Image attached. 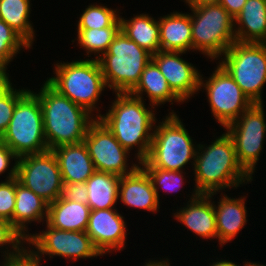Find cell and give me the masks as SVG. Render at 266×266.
<instances>
[{
  "mask_svg": "<svg viewBox=\"0 0 266 266\" xmlns=\"http://www.w3.org/2000/svg\"><path fill=\"white\" fill-rule=\"evenodd\" d=\"M194 164L197 194H211L252 181V176L238 162L235 147L228 133L215 139L207 148L198 145ZM205 150H204V149ZM203 150L201 153L200 151ZM246 179V180H245Z\"/></svg>",
  "mask_w": 266,
  "mask_h": 266,
  "instance_id": "1",
  "label": "cell"
},
{
  "mask_svg": "<svg viewBox=\"0 0 266 266\" xmlns=\"http://www.w3.org/2000/svg\"><path fill=\"white\" fill-rule=\"evenodd\" d=\"M36 95L42 107L48 150L83 142L89 125L94 121L91 114L60 94L47 81Z\"/></svg>",
  "mask_w": 266,
  "mask_h": 266,
  "instance_id": "2",
  "label": "cell"
},
{
  "mask_svg": "<svg viewBox=\"0 0 266 266\" xmlns=\"http://www.w3.org/2000/svg\"><path fill=\"white\" fill-rule=\"evenodd\" d=\"M117 99L106 115L97 117L114 135L116 140L129 152L137 145L138 163L149 155L155 115L148 110L142 99L130 93H116ZM150 132V133H149Z\"/></svg>",
  "mask_w": 266,
  "mask_h": 266,
  "instance_id": "3",
  "label": "cell"
},
{
  "mask_svg": "<svg viewBox=\"0 0 266 266\" xmlns=\"http://www.w3.org/2000/svg\"><path fill=\"white\" fill-rule=\"evenodd\" d=\"M95 59L99 62L106 86L116 93H130L152 60V54L119 30L106 53Z\"/></svg>",
  "mask_w": 266,
  "mask_h": 266,
  "instance_id": "4",
  "label": "cell"
},
{
  "mask_svg": "<svg viewBox=\"0 0 266 266\" xmlns=\"http://www.w3.org/2000/svg\"><path fill=\"white\" fill-rule=\"evenodd\" d=\"M18 157L48 150L39 97L28 90L16 103L10 123L0 138Z\"/></svg>",
  "mask_w": 266,
  "mask_h": 266,
  "instance_id": "5",
  "label": "cell"
},
{
  "mask_svg": "<svg viewBox=\"0 0 266 266\" xmlns=\"http://www.w3.org/2000/svg\"><path fill=\"white\" fill-rule=\"evenodd\" d=\"M192 141L179 117L171 112L153 131L149 155L139 164L142 168L182 171L190 159L196 158Z\"/></svg>",
  "mask_w": 266,
  "mask_h": 266,
  "instance_id": "6",
  "label": "cell"
},
{
  "mask_svg": "<svg viewBox=\"0 0 266 266\" xmlns=\"http://www.w3.org/2000/svg\"><path fill=\"white\" fill-rule=\"evenodd\" d=\"M56 77L46 80L60 94L85 108L90 114L106 86L97 59L58 63Z\"/></svg>",
  "mask_w": 266,
  "mask_h": 266,
  "instance_id": "7",
  "label": "cell"
},
{
  "mask_svg": "<svg viewBox=\"0 0 266 266\" xmlns=\"http://www.w3.org/2000/svg\"><path fill=\"white\" fill-rule=\"evenodd\" d=\"M192 49L218 58L236 41L234 18L220 4L190 7Z\"/></svg>",
  "mask_w": 266,
  "mask_h": 266,
  "instance_id": "8",
  "label": "cell"
},
{
  "mask_svg": "<svg viewBox=\"0 0 266 266\" xmlns=\"http://www.w3.org/2000/svg\"><path fill=\"white\" fill-rule=\"evenodd\" d=\"M219 64L240 86L252 103H262L266 83V43L234 42Z\"/></svg>",
  "mask_w": 266,
  "mask_h": 266,
  "instance_id": "9",
  "label": "cell"
},
{
  "mask_svg": "<svg viewBox=\"0 0 266 266\" xmlns=\"http://www.w3.org/2000/svg\"><path fill=\"white\" fill-rule=\"evenodd\" d=\"M16 178L48 204L62 196L61 171L52 150L19 157Z\"/></svg>",
  "mask_w": 266,
  "mask_h": 266,
  "instance_id": "10",
  "label": "cell"
},
{
  "mask_svg": "<svg viewBox=\"0 0 266 266\" xmlns=\"http://www.w3.org/2000/svg\"><path fill=\"white\" fill-rule=\"evenodd\" d=\"M225 128L233 141L238 162L252 176L266 135L262 103H253Z\"/></svg>",
  "mask_w": 266,
  "mask_h": 266,
  "instance_id": "11",
  "label": "cell"
},
{
  "mask_svg": "<svg viewBox=\"0 0 266 266\" xmlns=\"http://www.w3.org/2000/svg\"><path fill=\"white\" fill-rule=\"evenodd\" d=\"M201 77L199 89L205 87L212 113L224 128L253 104L220 64L206 83H203Z\"/></svg>",
  "mask_w": 266,
  "mask_h": 266,
  "instance_id": "12",
  "label": "cell"
},
{
  "mask_svg": "<svg viewBox=\"0 0 266 266\" xmlns=\"http://www.w3.org/2000/svg\"><path fill=\"white\" fill-rule=\"evenodd\" d=\"M46 224V231L41 234H30L25 240L37 249V251L26 250L34 260L40 262L42 254H47L50 258L54 255L62 256L74 261L77 258L101 256L86 231L59 230Z\"/></svg>",
  "mask_w": 266,
  "mask_h": 266,
  "instance_id": "13",
  "label": "cell"
},
{
  "mask_svg": "<svg viewBox=\"0 0 266 266\" xmlns=\"http://www.w3.org/2000/svg\"><path fill=\"white\" fill-rule=\"evenodd\" d=\"M96 171L118 176L132 173L138 165L127 169L128 152L114 137L113 133L98 119L89 125L83 140Z\"/></svg>",
  "mask_w": 266,
  "mask_h": 266,
  "instance_id": "14",
  "label": "cell"
},
{
  "mask_svg": "<svg viewBox=\"0 0 266 266\" xmlns=\"http://www.w3.org/2000/svg\"><path fill=\"white\" fill-rule=\"evenodd\" d=\"M116 209L91 210L86 233L100 254L122 250L126 239V226Z\"/></svg>",
  "mask_w": 266,
  "mask_h": 266,
  "instance_id": "15",
  "label": "cell"
},
{
  "mask_svg": "<svg viewBox=\"0 0 266 266\" xmlns=\"http://www.w3.org/2000/svg\"><path fill=\"white\" fill-rule=\"evenodd\" d=\"M183 52L159 50L152 55L172 91L184 102L199 90L200 74L193 65L179 55Z\"/></svg>",
  "mask_w": 266,
  "mask_h": 266,
  "instance_id": "16",
  "label": "cell"
},
{
  "mask_svg": "<svg viewBox=\"0 0 266 266\" xmlns=\"http://www.w3.org/2000/svg\"><path fill=\"white\" fill-rule=\"evenodd\" d=\"M212 195L215 194L206 195L195 192L191 201H188L190 203L174 214V217L190 231L206 239L217 238L214 204L210 200Z\"/></svg>",
  "mask_w": 266,
  "mask_h": 266,
  "instance_id": "17",
  "label": "cell"
},
{
  "mask_svg": "<svg viewBox=\"0 0 266 266\" xmlns=\"http://www.w3.org/2000/svg\"><path fill=\"white\" fill-rule=\"evenodd\" d=\"M63 183H85L96 171L84 142L52 149Z\"/></svg>",
  "mask_w": 266,
  "mask_h": 266,
  "instance_id": "18",
  "label": "cell"
},
{
  "mask_svg": "<svg viewBox=\"0 0 266 266\" xmlns=\"http://www.w3.org/2000/svg\"><path fill=\"white\" fill-rule=\"evenodd\" d=\"M118 197L131 207L152 212H156L159 208V200L151 179L139 166L132 173L120 177Z\"/></svg>",
  "mask_w": 266,
  "mask_h": 266,
  "instance_id": "19",
  "label": "cell"
},
{
  "mask_svg": "<svg viewBox=\"0 0 266 266\" xmlns=\"http://www.w3.org/2000/svg\"><path fill=\"white\" fill-rule=\"evenodd\" d=\"M234 21L236 42L266 43V0H246Z\"/></svg>",
  "mask_w": 266,
  "mask_h": 266,
  "instance_id": "20",
  "label": "cell"
},
{
  "mask_svg": "<svg viewBox=\"0 0 266 266\" xmlns=\"http://www.w3.org/2000/svg\"><path fill=\"white\" fill-rule=\"evenodd\" d=\"M90 207L64 199L62 196L48 204V217L45 220L51 227L66 231H86Z\"/></svg>",
  "mask_w": 266,
  "mask_h": 266,
  "instance_id": "21",
  "label": "cell"
},
{
  "mask_svg": "<svg viewBox=\"0 0 266 266\" xmlns=\"http://www.w3.org/2000/svg\"><path fill=\"white\" fill-rule=\"evenodd\" d=\"M160 50L183 52L192 49L189 14L173 12L159 19Z\"/></svg>",
  "mask_w": 266,
  "mask_h": 266,
  "instance_id": "22",
  "label": "cell"
},
{
  "mask_svg": "<svg viewBox=\"0 0 266 266\" xmlns=\"http://www.w3.org/2000/svg\"><path fill=\"white\" fill-rule=\"evenodd\" d=\"M45 211V212H44ZM45 215V216H44ZM48 217V203L33 191L18 182L16 178L15 209L13 212V227L23 236L29 237L25 223L41 222ZM26 231V232H25Z\"/></svg>",
  "mask_w": 266,
  "mask_h": 266,
  "instance_id": "23",
  "label": "cell"
},
{
  "mask_svg": "<svg viewBox=\"0 0 266 266\" xmlns=\"http://www.w3.org/2000/svg\"><path fill=\"white\" fill-rule=\"evenodd\" d=\"M244 197L239 199L224 196L214 205L217 238L220 244L231 241L246 223V206Z\"/></svg>",
  "mask_w": 266,
  "mask_h": 266,
  "instance_id": "24",
  "label": "cell"
},
{
  "mask_svg": "<svg viewBox=\"0 0 266 266\" xmlns=\"http://www.w3.org/2000/svg\"><path fill=\"white\" fill-rule=\"evenodd\" d=\"M143 92H146L148 95L152 107L167 101L172 102L176 100L177 102H182L169 87L166 78L153 60L145 66L138 84L130 94L142 99L141 94Z\"/></svg>",
  "mask_w": 266,
  "mask_h": 266,
  "instance_id": "25",
  "label": "cell"
},
{
  "mask_svg": "<svg viewBox=\"0 0 266 266\" xmlns=\"http://www.w3.org/2000/svg\"><path fill=\"white\" fill-rule=\"evenodd\" d=\"M85 184L91 210L114 208L119 194L120 176L95 171Z\"/></svg>",
  "mask_w": 266,
  "mask_h": 266,
  "instance_id": "26",
  "label": "cell"
},
{
  "mask_svg": "<svg viewBox=\"0 0 266 266\" xmlns=\"http://www.w3.org/2000/svg\"><path fill=\"white\" fill-rule=\"evenodd\" d=\"M120 30L136 42L141 48L152 55L160 50L159 21L149 17L148 14H140L131 20H125L119 16Z\"/></svg>",
  "mask_w": 266,
  "mask_h": 266,
  "instance_id": "27",
  "label": "cell"
},
{
  "mask_svg": "<svg viewBox=\"0 0 266 266\" xmlns=\"http://www.w3.org/2000/svg\"><path fill=\"white\" fill-rule=\"evenodd\" d=\"M30 9V0H0V19L31 46L34 30L28 20Z\"/></svg>",
  "mask_w": 266,
  "mask_h": 266,
  "instance_id": "28",
  "label": "cell"
},
{
  "mask_svg": "<svg viewBox=\"0 0 266 266\" xmlns=\"http://www.w3.org/2000/svg\"><path fill=\"white\" fill-rule=\"evenodd\" d=\"M120 27H105L102 29H78V42L85 48L87 55L90 52L106 53Z\"/></svg>",
  "mask_w": 266,
  "mask_h": 266,
  "instance_id": "29",
  "label": "cell"
},
{
  "mask_svg": "<svg viewBox=\"0 0 266 266\" xmlns=\"http://www.w3.org/2000/svg\"><path fill=\"white\" fill-rule=\"evenodd\" d=\"M116 10L106 6L90 5L82 13L78 21V29H102L120 27V19Z\"/></svg>",
  "mask_w": 266,
  "mask_h": 266,
  "instance_id": "30",
  "label": "cell"
},
{
  "mask_svg": "<svg viewBox=\"0 0 266 266\" xmlns=\"http://www.w3.org/2000/svg\"><path fill=\"white\" fill-rule=\"evenodd\" d=\"M21 47L27 49L31 46L7 23L0 19V68L6 69V65L21 50Z\"/></svg>",
  "mask_w": 266,
  "mask_h": 266,
  "instance_id": "31",
  "label": "cell"
},
{
  "mask_svg": "<svg viewBox=\"0 0 266 266\" xmlns=\"http://www.w3.org/2000/svg\"><path fill=\"white\" fill-rule=\"evenodd\" d=\"M17 160L11 168L8 180L0 183V218L8 220L13 226L15 209Z\"/></svg>",
  "mask_w": 266,
  "mask_h": 266,
  "instance_id": "32",
  "label": "cell"
},
{
  "mask_svg": "<svg viewBox=\"0 0 266 266\" xmlns=\"http://www.w3.org/2000/svg\"><path fill=\"white\" fill-rule=\"evenodd\" d=\"M151 179L153 188L156 190V196L159 200L158 187L166 189V191H175L181 188L183 175L182 171H169L160 168H143ZM159 185V186H158ZM177 191V190H176Z\"/></svg>",
  "mask_w": 266,
  "mask_h": 266,
  "instance_id": "33",
  "label": "cell"
},
{
  "mask_svg": "<svg viewBox=\"0 0 266 266\" xmlns=\"http://www.w3.org/2000/svg\"><path fill=\"white\" fill-rule=\"evenodd\" d=\"M24 240L26 239L12 226L10 221L0 218V246L11 244L15 251L6 252L5 260L18 259L26 252V249L21 245Z\"/></svg>",
  "mask_w": 266,
  "mask_h": 266,
  "instance_id": "34",
  "label": "cell"
},
{
  "mask_svg": "<svg viewBox=\"0 0 266 266\" xmlns=\"http://www.w3.org/2000/svg\"><path fill=\"white\" fill-rule=\"evenodd\" d=\"M28 90H14V88L0 100V138L6 131L10 120L12 118L14 109L17 101L27 92Z\"/></svg>",
  "mask_w": 266,
  "mask_h": 266,
  "instance_id": "35",
  "label": "cell"
},
{
  "mask_svg": "<svg viewBox=\"0 0 266 266\" xmlns=\"http://www.w3.org/2000/svg\"><path fill=\"white\" fill-rule=\"evenodd\" d=\"M87 187L85 183H63L62 197L77 203L88 204Z\"/></svg>",
  "mask_w": 266,
  "mask_h": 266,
  "instance_id": "36",
  "label": "cell"
},
{
  "mask_svg": "<svg viewBox=\"0 0 266 266\" xmlns=\"http://www.w3.org/2000/svg\"><path fill=\"white\" fill-rule=\"evenodd\" d=\"M19 159V157L3 142L0 141V174L9 167L10 160Z\"/></svg>",
  "mask_w": 266,
  "mask_h": 266,
  "instance_id": "37",
  "label": "cell"
},
{
  "mask_svg": "<svg viewBox=\"0 0 266 266\" xmlns=\"http://www.w3.org/2000/svg\"><path fill=\"white\" fill-rule=\"evenodd\" d=\"M219 3L233 18H235L236 15L242 10L246 0H219Z\"/></svg>",
  "mask_w": 266,
  "mask_h": 266,
  "instance_id": "38",
  "label": "cell"
},
{
  "mask_svg": "<svg viewBox=\"0 0 266 266\" xmlns=\"http://www.w3.org/2000/svg\"><path fill=\"white\" fill-rule=\"evenodd\" d=\"M6 73L5 68H0V100L13 89Z\"/></svg>",
  "mask_w": 266,
  "mask_h": 266,
  "instance_id": "39",
  "label": "cell"
},
{
  "mask_svg": "<svg viewBox=\"0 0 266 266\" xmlns=\"http://www.w3.org/2000/svg\"><path fill=\"white\" fill-rule=\"evenodd\" d=\"M189 7H199L207 4H218L219 0H186Z\"/></svg>",
  "mask_w": 266,
  "mask_h": 266,
  "instance_id": "40",
  "label": "cell"
},
{
  "mask_svg": "<svg viewBox=\"0 0 266 266\" xmlns=\"http://www.w3.org/2000/svg\"><path fill=\"white\" fill-rule=\"evenodd\" d=\"M156 260V262H152V261H149L148 263L145 264V266H170V263L168 262V259H166L165 261H158Z\"/></svg>",
  "mask_w": 266,
  "mask_h": 266,
  "instance_id": "41",
  "label": "cell"
},
{
  "mask_svg": "<svg viewBox=\"0 0 266 266\" xmlns=\"http://www.w3.org/2000/svg\"><path fill=\"white\" fill-rule=\"evenodd\" d=\"M211 266H239V265H236L235 263L231 262V261H225V260H221L220 262H214Z\"/></svg>",
  "mask_w": 266,
  "mask_h": 266,
  "instance_id": "42",
  "label": "cell"
},
{
  "mask_svg": "<svg viewBox=\"0 0 266 266\" xmlns=\"http://www.w3.org/2000/svg\"><path fill=\"white\" fill-rule=\"evenodd\" d=\"M244 266H264V265H260V264L257 265V263L247 262V263L244 264Z\"/></svg>",
  "mask_w": 266,
  "mask_h": 266,
  "instance_id": "43",
  "label": "cell"
},
{
  "mask_svg": "<svg viewBox=\"0 0 266 266\" xmlns=\"http://www.w3.org/2000/svg\"><path fill=\"white\" fill-rule=\"evenodd\" d=\"M40 265V262L34 260V266H39Z\"/></svg>",
  "mask_w": 266,
  "mask_h": 266,
  "instance_id": "44",
  "label": "cell"
}]
</instances>
